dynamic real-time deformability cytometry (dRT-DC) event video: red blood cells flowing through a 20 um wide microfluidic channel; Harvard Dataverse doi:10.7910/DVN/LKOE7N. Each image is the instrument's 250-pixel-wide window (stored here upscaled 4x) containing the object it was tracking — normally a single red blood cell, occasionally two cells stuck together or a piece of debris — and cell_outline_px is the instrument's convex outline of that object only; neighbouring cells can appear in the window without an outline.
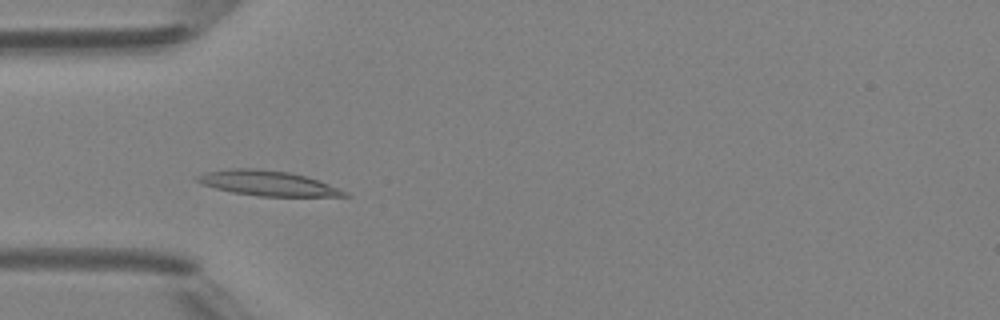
{"species": "Egyptian fruit bat (a non-hibernating species)", "species_latin": "Rousettus aegyptiacus", "temperature_condition": "room temperature", "stored_images_in_passage": 3, "camera_frame_rate_fps": 3000, "um_per_image_px": 0.085, "animal": {"sex": "female"}, "frame": {"image": 1, "passage_image": 2, "time_ms": 1.333, "image_size_px": [1000, 320], "cell_outline_px": [[352, 196], [260, 196], [232, 192], [216, 188], [204, 184], [196, 180], [196, 176], [204, 172], [228, 168], [256, 168], [288, 172], [304, 176], [328, 184], [348, 192]], "centroid_in_image_um": [22.73, 15.56], "position_along_channel_um": 62.3, "area_um2": 21.21}}
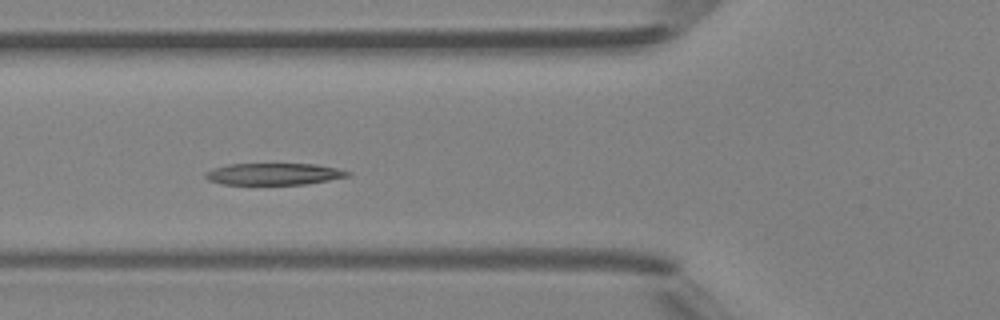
{"frame": {"image": 2, "passage_image": 3, "time_ms": 2.333, "image_size_px": [1000, 320], "cell_outline_px": [[352, 176], [304, 184], [224, 184], [208, 180], [204, 176], [204, 172], [212, 168], [228, 164], [316, 164], [336, 168], [352, 172]], "centroid_in_image_um": [23.27, 14.78], "position_along_channel_um": 102.5, "area_um2": 18.03}}